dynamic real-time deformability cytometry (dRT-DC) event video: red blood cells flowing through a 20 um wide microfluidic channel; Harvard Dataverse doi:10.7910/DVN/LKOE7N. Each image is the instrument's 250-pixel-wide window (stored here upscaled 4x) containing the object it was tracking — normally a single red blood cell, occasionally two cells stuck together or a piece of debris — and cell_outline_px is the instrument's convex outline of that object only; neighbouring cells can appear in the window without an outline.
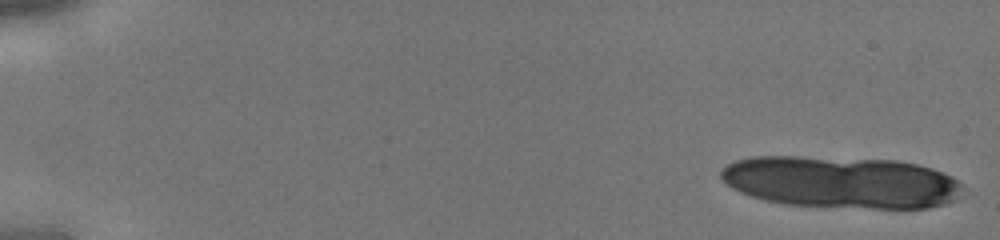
{"species": "human", "species_latin": "Homo sapiens", "temperature_condition": "cold", "stored_images_in_passage": 11, "camera_frame_rate_fps": 3000, "um_per_image_px": 0.085, "donor": {"sex": "male"}, "frame": {"image": 1, "passage_image": 1, "time_ms": 0.0, "image_size_px": [1000, 240], "cell_outline_px": [[960, 184], [952, 200], [944, 204], [928, 208], [872, 208], [784, 204], [752, 196], [740, 192], [732, 188], [720, 176], [720, 172], [728, 164], [736, 160], [752, 156], [796, 156], [896, 160], [916, 164], [932, 168], [952, 176]], "centroid_in_image_um": [71.44, 15.47], "position_along_channel_um": 13.6, "area_um2": 72.6}}